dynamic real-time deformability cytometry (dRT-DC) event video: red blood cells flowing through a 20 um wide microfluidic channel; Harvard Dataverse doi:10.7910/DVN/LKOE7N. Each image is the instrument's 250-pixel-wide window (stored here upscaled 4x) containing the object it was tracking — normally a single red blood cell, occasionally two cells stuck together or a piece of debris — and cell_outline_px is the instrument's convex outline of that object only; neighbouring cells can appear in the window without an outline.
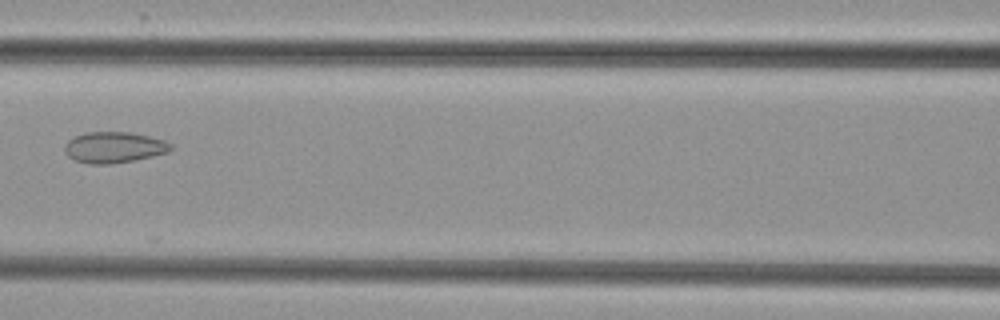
{"species": "common noctule bat (a hibernating species)", "species_latin": "Nyctalus noctula", "temperature_condition": "cold", "stored_images_in_passage": 6, "camera_frame_rate_fps": 3000, "um_per_image_px": 0.085, "animal": {"sex": "female", "body_mass_g": 29.2, "forearm_length_mm": 56.3}, "frame": {"image": 1, "passage_image": 5, "time_ms": 4.667, "image_size_px": [1000, 320], "cell_outline_px": [[172, 148], [168, 152], [152, 156], [112, 164], [88, 164], [76, 160], [68, 156], [64, 152], [64, 144], [68, 140], [84, 132], [132, 132], [164, 140], [172, 144]], "centroid_in_image_um": [9.67, 12.52], "position_along_channel_um": 156.9, "area_um2": 19.19}}